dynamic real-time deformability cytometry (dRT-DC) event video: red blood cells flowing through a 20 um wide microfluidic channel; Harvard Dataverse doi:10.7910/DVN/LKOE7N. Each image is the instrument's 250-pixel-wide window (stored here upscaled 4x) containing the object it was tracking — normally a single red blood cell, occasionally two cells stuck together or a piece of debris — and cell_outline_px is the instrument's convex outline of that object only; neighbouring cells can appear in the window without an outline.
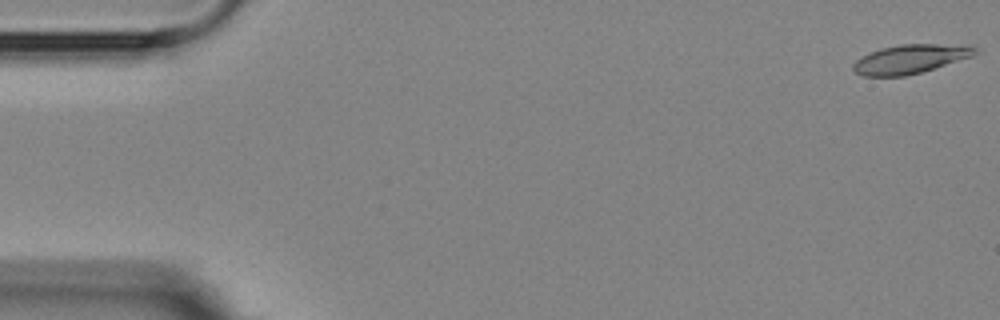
{"species": "Egyptian fruit bat (a non-hibernating species)", "species_latin": "Rousettus aegyptiacus", "temperature_condition": "room temperature", "stored_images_in_passage": 3, "segment_of_instrument_passage": [2, 2], "camera_frame_rate_fps": 3000, "um_per_image_px": 0.085, "animal": {"sex": "female"}, "frame": {"image": 1, "passage_image": 3, "time_ms": 3.333, "image_size_px": [1000, 320], "cell_outline_px": [[980, 52], [972, 56], [920, 72], [904, 76], [860, 76], [852, 68], [852, 64], [856, 60], [880, 48], [900, 44], [972, 44], [980, 48]], "centroid_in_image_um": [77.44, 4.99], "position_along_channel_um": 7.6, "area_um2": 20.69}}